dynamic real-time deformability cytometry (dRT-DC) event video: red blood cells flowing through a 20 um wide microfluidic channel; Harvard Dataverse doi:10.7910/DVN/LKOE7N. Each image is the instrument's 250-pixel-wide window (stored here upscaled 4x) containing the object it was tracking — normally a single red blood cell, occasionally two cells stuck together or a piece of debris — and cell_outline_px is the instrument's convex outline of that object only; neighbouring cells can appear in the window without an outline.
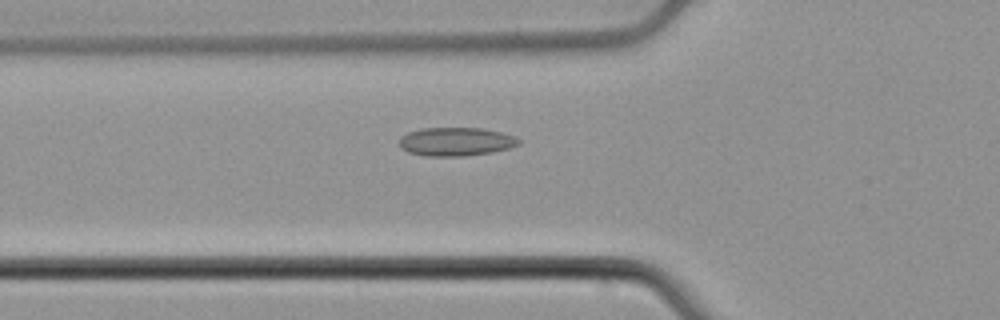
{"species": "common noctule bat (a hibernating species)", "species_latin": "Nyctalus noctula", "temperature_condition": "cold", "stored_images_in_passage": 52, "camera_frame_rate_fps": 3000, "um_per_image_px": 0.085, "animal": {"sex": "male", "body_mass_g": 21.5, "forearm_length_mm": 52.0}, "frame": {"image": 1, "passage_image": 17, "time_ms": 5.333, "image_size_px": [1000, 320], "cell_outline_px": [[520, 144], [508, 148], [492, 152], [464, 156], [424, 156], [408, 152], [400, 148], [400, 136], [408, 132], [420, 128], [484, 128], [516, 136], [520, 140]], "centroid_in_image_um": [38.74, 12.04], "position_along_channel_um": 87.1, "area_um2": 20.0}}
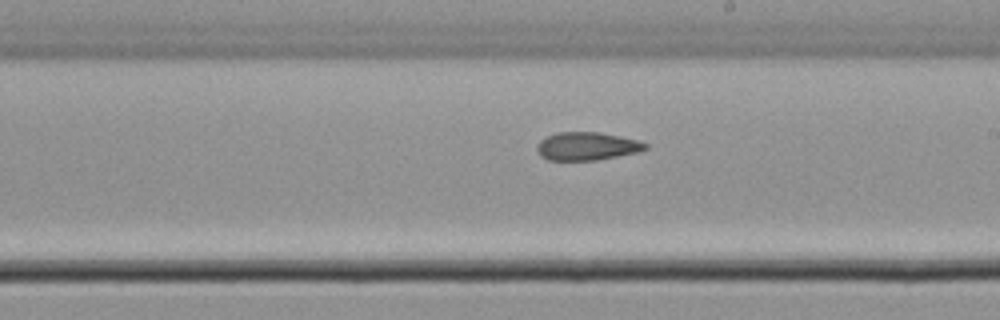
{"frame": {"image": 2, "passage_image": 29, "time_ms": 9.333, "image_size_px": [1000, 320], "cell_outline_px": [[648, 148], [640, 152], [596, 160], [548, 160], [540, 156], [536, 148], [540, 140], [556, 132], [600, 132], [640, 140], [648, 144]], "centroid_in_image_um": [49.92, 12.42], "position_along_channel_um": 239.1, "area_um2": 17.92}}
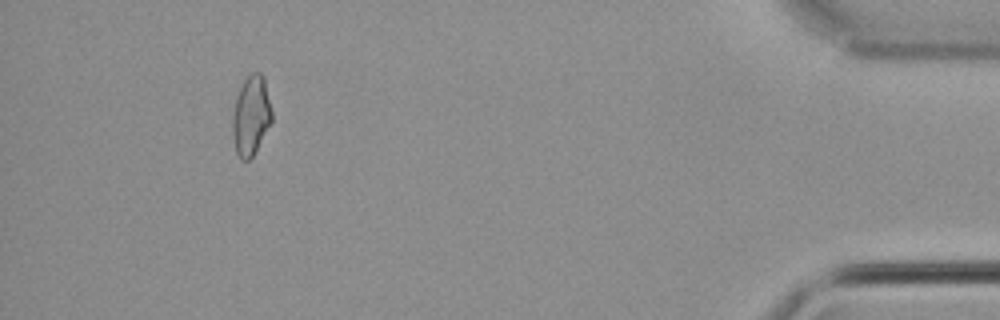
{"frame": {"image": 3, "passage_image": 48, "time_ms": 15.667, "image_size_px": [1000, 320], "cell_outline_px": [[272, 120], [252, 156], [248, 160], [240, 160], [236, 152], [232, 132], [232, 112], [236, 96], [244, 80], [252, 72], [260, 72], [264, 76], [272, 112]], "centroid_in_image_um": [21.32, 9.8], "position_along_channel_um": 413.9, "area_um2": 18.15}, "authors_computed_cell_mechanics": {"area_um2": 18.2648, "velocity_mm_per_s": 3.8037, "shape_relaxation_time_tau1_ms": null, "shape_relaxation_time_tau2_ms": 3.7935, "deformation_change_tau1": null, "deformation_change_tau2": 0.1091}}